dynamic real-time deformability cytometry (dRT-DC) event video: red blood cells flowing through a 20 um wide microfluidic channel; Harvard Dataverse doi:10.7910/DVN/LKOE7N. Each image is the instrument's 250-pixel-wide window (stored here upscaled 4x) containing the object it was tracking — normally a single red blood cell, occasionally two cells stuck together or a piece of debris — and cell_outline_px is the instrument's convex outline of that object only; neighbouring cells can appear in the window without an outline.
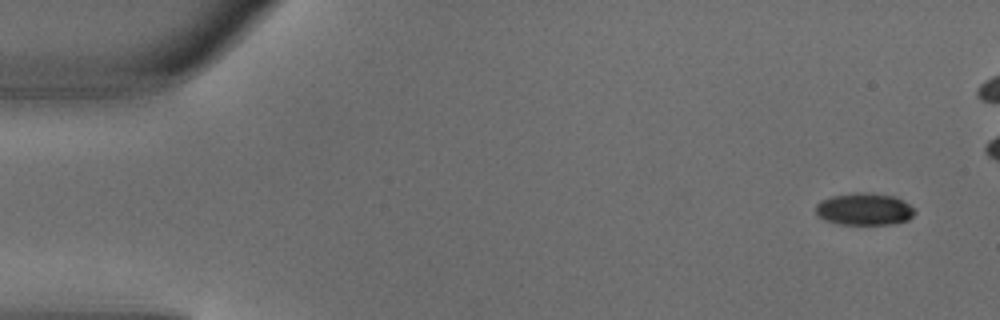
{"species": "common noctule bat (a hibernating species)", "species_latin": "Nyctalus noctula", "temperature_condition": "warm", "stored_images_in_passage": 4, "camera_frame_rate_fps": 3000, "um_per_image_px": 0.085, "animal": {"sex": "male", "body_mass_g": 18.8}, "frame": {"image": 1, "passage_image": 1, "time_ms": 0.0, "image_size_px": [1000, 320], "cell_outline_px": [[916, 212], [908, 220], [896, 224], [836, 224], [824, 220], [816, 216], [816, 204], [820, 200], [832, 196], [856, 192], [864, 192], [892, 196], [908, 204]], "centroid_in_image_um": [73.41, 17.79], "position_along_channel_um": 11.6, "area_um2": 18.55}}